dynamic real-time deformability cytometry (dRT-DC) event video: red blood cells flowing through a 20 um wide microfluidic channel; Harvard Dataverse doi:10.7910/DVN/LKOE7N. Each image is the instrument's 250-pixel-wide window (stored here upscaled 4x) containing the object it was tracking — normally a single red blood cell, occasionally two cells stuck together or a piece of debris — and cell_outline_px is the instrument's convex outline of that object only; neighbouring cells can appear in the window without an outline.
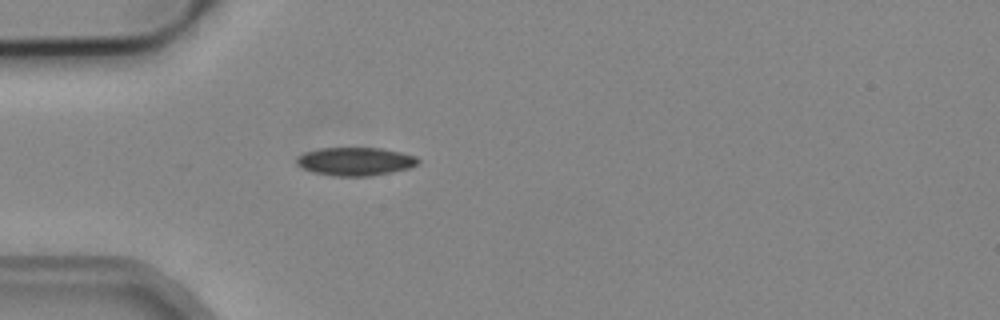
{"species": "common noctule bat (a hibernating species)", "species_latin": "Nyctalus noctula", "temperature_condition": "cold", "stored_images_in_passage": 1, "camera_frame_rate_fps": 3000, "um_per_image_px": 0.085, "animal": {"sex": "male", "body_mass_g": 19.2, "forearm_length_mm": 51.8}, "frame": {"image": 1, "passage_image": 1, "time_ms": 0.0, "image_size_px": [1000, 320], "cell_outline_px": [[420, 160], [412, 168], [372, 176], [336, 176], [312, 172], [296, 164], [296, 156], [304, 152], [320, 148], [380, 148], [400, 152], [416, 156]], "centroid_in_image_um": [30.2, 13.72], "position_along_channel_um": 54.8, "area_um2": 20.11}}